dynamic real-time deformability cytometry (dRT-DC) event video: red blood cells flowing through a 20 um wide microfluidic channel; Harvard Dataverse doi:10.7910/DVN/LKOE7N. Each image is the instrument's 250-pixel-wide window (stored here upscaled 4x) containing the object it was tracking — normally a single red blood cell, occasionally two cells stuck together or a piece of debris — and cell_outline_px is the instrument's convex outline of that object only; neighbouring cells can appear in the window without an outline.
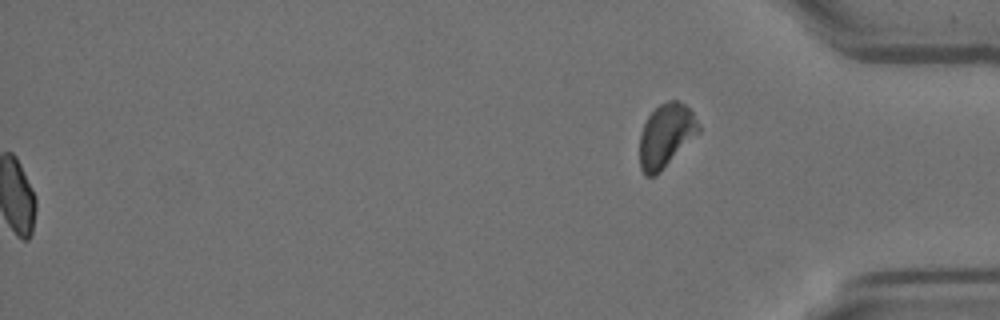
{"species": "Egyptian fruit bat (a non-hibernating species)", "species_latin": "Rousettus aegyptiacus", "temperature_condition": "room temperature", "stored_images_in_passage": 57, "segment_of_instrument_passage": [2, 2], "camera_frame_rate_fps": 3000, "um_per_image_px": 0.085, "animal": {"sex": "female"}, "frame": {"image": 1, "passage_image": 57, "time_ms": 18.667, "image_size_px": [1000, 320], "cell_outline_px": [[700, 132], [656, 176], [644, 176], [640, 168], [640, 132], [648, 116], [660, 104], [668, 100], [676, 100], [684, 104], [692, 112], [700, 124]], "centroid_in_image_um": [56.6, 11.54], "position_along_channel_um": 378.6, "area_um2": 21.85}}